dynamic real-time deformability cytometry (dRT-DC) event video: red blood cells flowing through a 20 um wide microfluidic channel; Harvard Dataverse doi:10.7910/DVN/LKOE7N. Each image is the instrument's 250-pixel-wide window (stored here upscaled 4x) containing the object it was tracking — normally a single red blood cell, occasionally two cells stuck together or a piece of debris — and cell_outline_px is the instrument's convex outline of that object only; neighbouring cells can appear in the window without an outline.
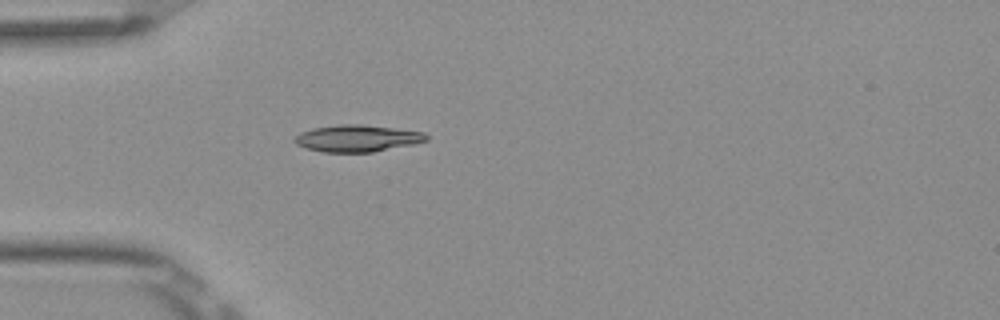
{"species": "Egyptian fruit bat (a non-hibernating species)", "species_latin": "Rousettus aegyptiacus", "temperature_condition": "room temperature", "stored_images_in_passage": 1, "camera_frame_rate_fps": 3000, "um_per_image_px": 0.085, "frame": {"image": 1, "passage_image": 1, "time_ms": 0.0, "image_size_px": [1000, 320], "cell_outline_px": [[428, 140], [412, 144], [372, 152], [324, 152], [308, 148], [296, 144], [292, 140], [300, 132], [312, 128], [340, 124], [360, 124], [424, 132], [428, 136]], "centroid_in_image_um": [30.34, 11.75], "position_along_channel_um": 54.7, "area_um2": 20.4}}